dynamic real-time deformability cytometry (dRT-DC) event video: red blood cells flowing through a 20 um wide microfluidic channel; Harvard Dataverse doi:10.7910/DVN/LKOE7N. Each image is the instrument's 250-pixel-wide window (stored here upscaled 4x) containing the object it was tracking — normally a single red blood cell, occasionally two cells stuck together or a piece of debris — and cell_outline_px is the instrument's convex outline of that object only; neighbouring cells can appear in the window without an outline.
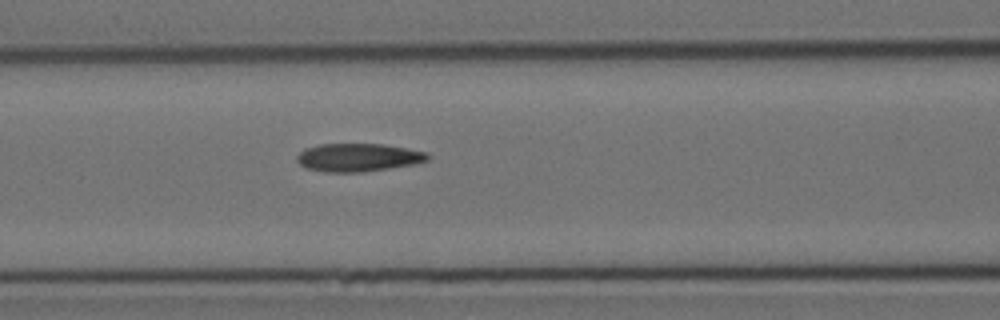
{"species": "Egyptian fruit bat (a non-hibernating species)", "species_latin": "Rousettus aegyptiacus", "temperature_condition": "cold", "stored_images_in_passage": 6, "camera_frame_rate_fps": 3000, "um_per_image_px": 0.085, "animal": {"sex": "female"}, "frame": {"image": 1, "passage_image": 5, "time_ms": 5.667, "image_size_px": [1000, 320], "cell_outline_px": [[432, 156], [428, 160], [412, 164], [364, 172], [324, 172], [304, 168], [296, 160], [296, 156], [304, 148], [320, 144], [384, 144], [428, 152]], "centroid_in_image_um": [30.43, 13.38], "position_along_channel_um": 136.2, "area_um2": 21.56}}